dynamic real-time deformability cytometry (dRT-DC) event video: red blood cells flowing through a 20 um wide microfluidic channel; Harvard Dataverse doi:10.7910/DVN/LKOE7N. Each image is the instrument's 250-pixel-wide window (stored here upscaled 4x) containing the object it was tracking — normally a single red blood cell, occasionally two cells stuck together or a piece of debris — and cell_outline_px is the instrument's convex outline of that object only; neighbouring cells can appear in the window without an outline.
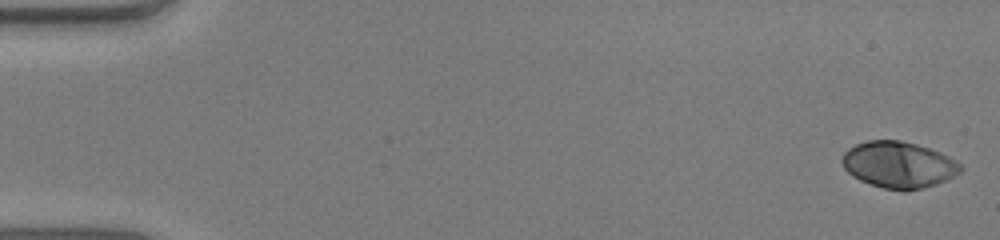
{"species": "human", "species_latin": "Homo sapiens", "temperature_condition": "warm", "stored_images_in_passage": 53, "camera_frame_rate_fps": 3000, "um_per_image_px": 0.085, "donor": {"sex": "male"}, "frame": {"image": 1, "passage_image": 1, "time_ms": 0.0, "image_size_px": [1000, 240], "cell_outline_px": [[964, 168], [960, 172], [936, 184], [924, 188], [904, 192], [884, 188], [868, 184], [852, 176], [844, 168], [840, 160], [844, 152], [848, 148], [856, 144], [868, 140], [900, 140], [916, 144], [940, 152], [964, 164]], "centroid_in_image_um": [76.37, 14.01], "position_along_channel_um": 8.6, "area_um2": 32.37}}
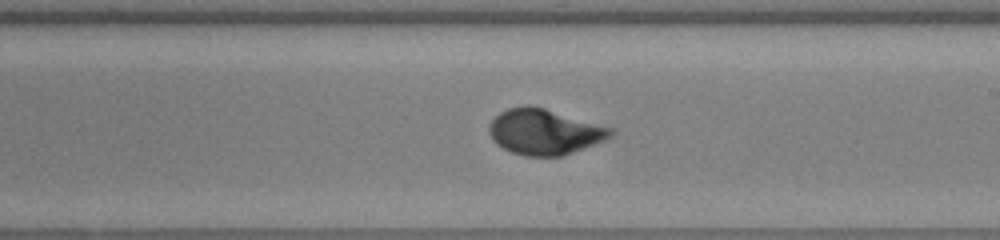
{"frame": {"image": 2, "passage_image": 31, "time_ms": 10.0, "image_size_px": [1000, 240], "cell_outline_px": [[616, 132], [612, 136], [604, 140], [584, 148], [560, 156], [524, 156], [512, 152], [496, 144], [492, 140], [488, 132], [488, 128], [492, 120], [500, 112], [508, 108], [528, 104], [544, 108], [612, 128]], "centroid_in_image_um": [46.25, 11.2], "position_along_channel_um": 242.8, "area_um2": 32.14}}
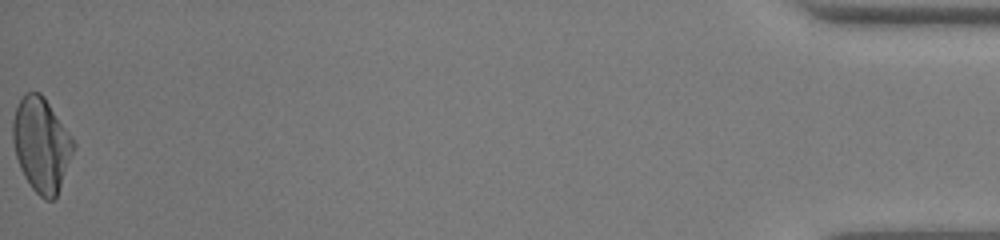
{"frame": {"image": 3, "passage_image": 53, "time_ms": 17.333, "image_size_px": [1000, 240], "cell_outline_px": [[76, 144], [56, 196], [52, 200], [44, 200], [32, 188], [24, 176], [20, 168], [16, 156], [12, 140], [12, 120], [16, 108], [24, 92], [40, 92], [44, 96], [72, 136]], "centroid_in_image_um": [3.5, 12.27], "position_along_channel_um": 431.7, "area_um2": 33.18}, "authors_computed_cell_mechanics": {"area_um2": 31.6166, "velocity_mm_per_s": 3.9338, "shape_relaxation_time_tau1_ms": 3.7486, "shape_relaxation_time_tau2_ms": null, "deformation_change_tau1": 0.1966, "deformation_change_tau2": null}}